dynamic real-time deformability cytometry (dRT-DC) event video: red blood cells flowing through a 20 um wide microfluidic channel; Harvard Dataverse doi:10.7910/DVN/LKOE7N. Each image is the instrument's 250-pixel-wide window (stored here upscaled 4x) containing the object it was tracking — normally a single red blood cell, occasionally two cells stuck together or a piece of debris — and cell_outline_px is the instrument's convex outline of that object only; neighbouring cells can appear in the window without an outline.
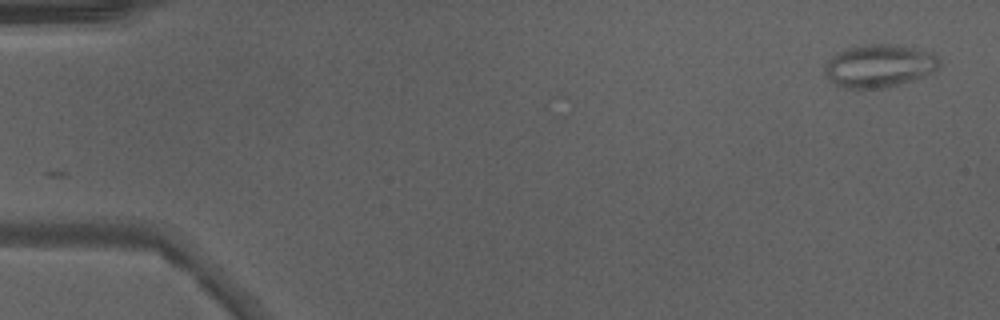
{"species": "Egyptian fruit bat (a non-hibernating species)", "species_latin": "Rousettus aegyptiacus", "temperature_condition": "warm", "stored_images_in_passage": 47, "camera_frame_rate_fps": 3000, "um_per_image_px": 0.085, "animal": {"sex": "male"}, "frame": {"image": 1, "passage_image": 1, "time_ms": 0.0, "image_size_px": [1000, 320], "cell_outline_px": [[940, 64], [932, 72], [924, 76], [912, 80], [884, 88], [844, 88], [836, 84], [824, 72], [824, 64], [836, 52], [848, 48], [872, 44], [888, 44], [912, 48], [932, 52], [940, 60]], "centroid_in_image_um": [74.72, 5.6], "position_along_channel_um": 10.3, "area_um2": 28.26}}
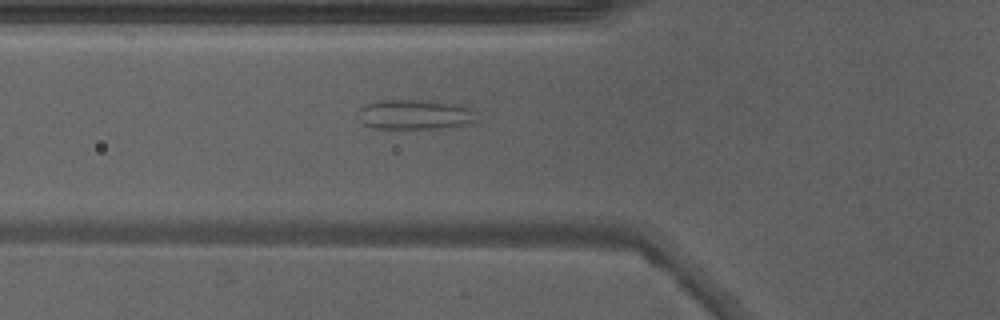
{"frame": {"image": 2, "passage_image": 17, "time_ms": 5.333, "image_size_px": [1000, 320], "cell_outline_px": [[472, 120], [464, 124], [436, 128], [372, 128], [364, 124], [360, 120], [356, 112], [364, 104], [376, 100], [436, 100], [460, 104], [472, 108]], "centroid_in_image_um": [35.15, 9.7], "position_along_channel_um": 90.6, "area_um2": 20.58}}
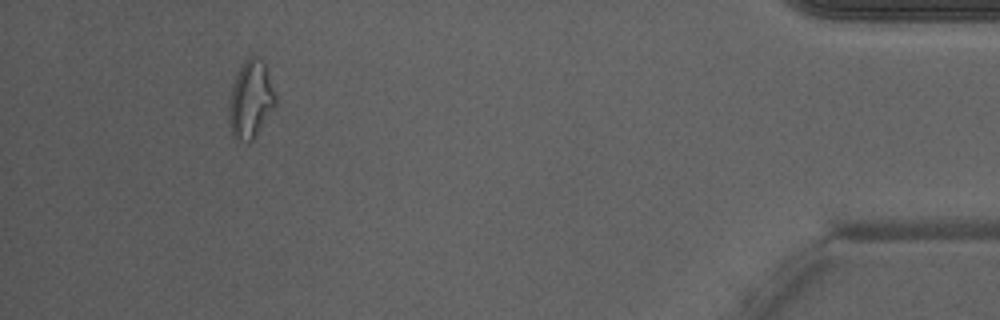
{"frame": {"image": 3, "passage_image": 44, "time_ms": 14.333, "image_size_px": [1000, 320], "cell_outline_px": [[276, 104], [256, 136], [248, 144], [236, 140], [232, 132], [228, 116], [232, 88], [236, 76], [244, 60], [248, 56], [260, 56], [264, 64], [276, 96]], "centroid_in_image_um": [21.31, 8.48], "position_along_channel_um": 413.9, "area_um2": 20.81}}